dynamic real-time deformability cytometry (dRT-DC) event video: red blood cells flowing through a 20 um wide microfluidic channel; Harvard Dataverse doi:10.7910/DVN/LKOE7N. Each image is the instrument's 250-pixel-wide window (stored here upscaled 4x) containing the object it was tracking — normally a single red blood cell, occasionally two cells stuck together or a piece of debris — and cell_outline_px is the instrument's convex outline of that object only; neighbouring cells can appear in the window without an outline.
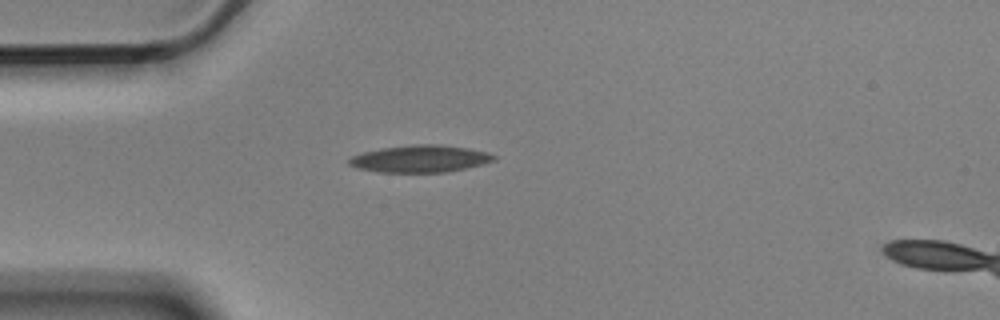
{"species": "Egyptian fruit bat (a non-hibernating species)", "species_latin": "Rousettus aegyptiacus", "temperature_condition": "cold", "stored_images_in_passage": 4, "camera_frame_rate_fps": 3000, "um_per_image_px": 0.085, "animal": {"sex": "male"}, "frame": {"image": 1, "passage_image": 4, "time_ms": 1.0, "image_size_px": [1000, 320], "cell_outline_px": [[496, 160], [484, 164], [448, 172], [376, 172], [356, 168], [348, 164], [348, 160], [352, 156], [364, 152], [384, 148], [416, 144], [440, 144], [468, 148], [488, 152], [496, 156]], "centroid_in_image_um": [35.74, 13.5], "position_along_channel_um": 49.3, "area_um2": 22.95}}